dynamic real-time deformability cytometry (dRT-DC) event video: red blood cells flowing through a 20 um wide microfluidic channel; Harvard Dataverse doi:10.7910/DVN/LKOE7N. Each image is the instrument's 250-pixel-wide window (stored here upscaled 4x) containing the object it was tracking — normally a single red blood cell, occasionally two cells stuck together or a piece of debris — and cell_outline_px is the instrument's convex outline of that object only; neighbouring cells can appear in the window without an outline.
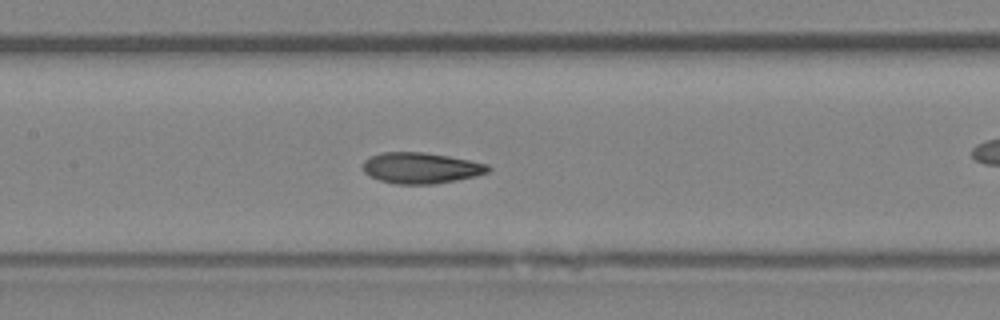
{"species": "Egyptian fruit bat (a non-hibernating species)", "species_latin": "Rousettus aegyptiacus", "temperature_condition": "room temperature", "stored_images_in_passage": 49, "camera_frame_rate_fps": 3000, "um_per_image_px": 0.085, "animal": {"sex": "female"}, "frame": {"image": 1, "passage_image": 22, "time_ms": 7.0, "image_size_px": [1000, 320], "cell_outline_px": [[492, 168], [488, 172], [476, 176], [436, 184], [396, 184], [380, 180], [368, 176], [364, 172], [364, 160], [380, 152], [424, 152], [448, 156], [488, 164]], "centroid_in_image_um": [35.78, 14.28], "position_along_channel_um": 171.6, "area_um2": 22.6}, "authors_computed_cell_mechanics": {"area_um2": 22.6576, "velocity_mm_per_s": 4.2136, "shape_relaxation_time_tau1_ms": 4.9574, "shape_relaxation_time_tau2_ms": 1.6154, "deformation_change_tau1": 0.1506, "deformation_change_tau2": 0.072}}